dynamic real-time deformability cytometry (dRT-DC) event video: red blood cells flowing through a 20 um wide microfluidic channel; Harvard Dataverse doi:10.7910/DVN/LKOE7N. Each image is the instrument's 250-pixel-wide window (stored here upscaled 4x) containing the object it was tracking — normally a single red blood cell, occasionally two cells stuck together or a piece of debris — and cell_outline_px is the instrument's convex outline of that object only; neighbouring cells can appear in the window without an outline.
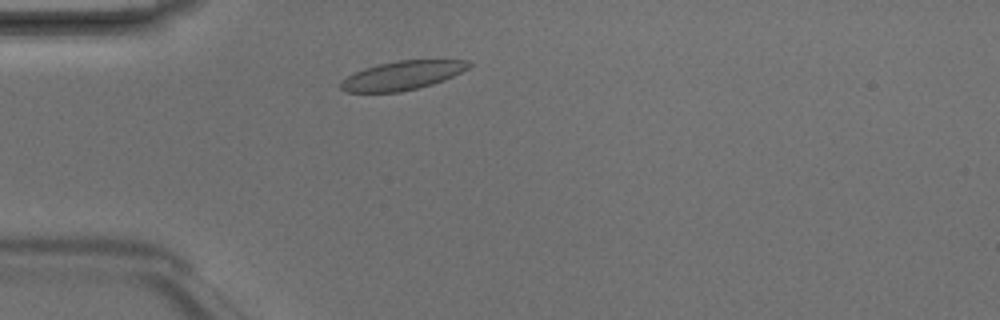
{"species": "Egyptian fruit bat (a non-hibernating species)", "species_latin": "Rousettus aegyptiacus", "temperature_condition": "room temperature", "stored_images_in_passage": 5, "camera_frame_rate_fps": 3000, "um_per_image_px": 0.085, "animal": {"sex": "male"}, "frame": {"image": 1, "passage_image": 5, "time_ms": 1.333, "image_size_px": [1000, 320], "cell_outline_px": [[472, 64], [468, 68], [444, 80], [432, 84], [400, 92], [348, 92], [340, 88], [340, 80], [364, 68], [396, 60], [468, 60]], "centroid_in_image_um": [34.18, 6.41], "position_along_channel_um": 50.8, "area_um2": 21.33}}